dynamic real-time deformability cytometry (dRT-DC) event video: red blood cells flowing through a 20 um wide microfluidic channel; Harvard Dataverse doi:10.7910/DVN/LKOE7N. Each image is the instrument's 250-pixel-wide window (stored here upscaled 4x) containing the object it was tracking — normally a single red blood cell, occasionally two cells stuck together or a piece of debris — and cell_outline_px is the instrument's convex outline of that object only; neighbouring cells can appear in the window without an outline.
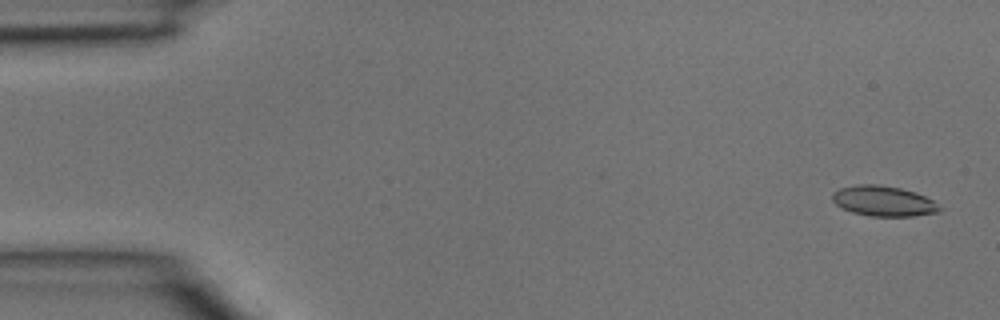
{"species": "common noctule bat (a hibernating species)", "species_latin": "Nyctalus noctula", "temperature_condition": "room temperature", "stored_images_in_passage": 4, "camera_frame_rate_fps": 3000, "um_per_image_px": 0.085, "animal": {"sex": "male", "body_mass_g": 15.6}, "frame": {"image": 1, "passage_image": 1, "time_ms": 0.0, "image_size_px": [1000, 320], "cell_outline_px": [[944, 208], [940, 212], [912, 216], [868, 216], [852, 212], [840, 208], [832, 200], [832, 192], [840, 188], [856, 184], [880, 184], [900, 188], [916, 192], [932, 200]], "centroid_in_image_um": [75.09, 17.09], "position_along_channel_um": 9.9, "area_um2": 19.19}}
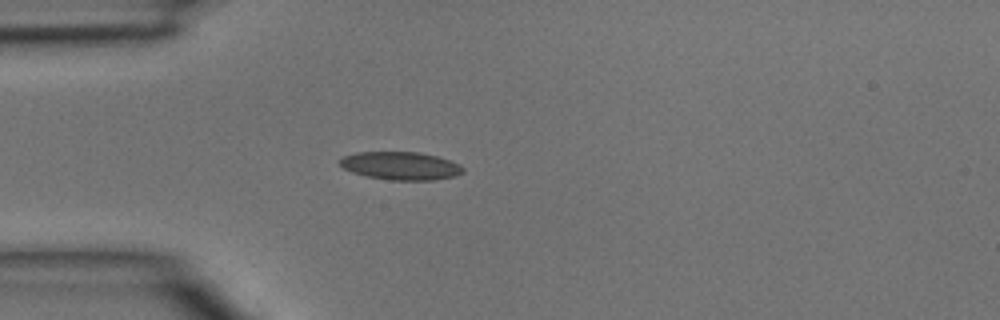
{"frame": {"image": 2, "passage_image": 4, "time_ms": 1.0, "image_size_px": [1000, 320], "cell_outline_px": [[464, 172], [456, 176], [436, 180], [388, 180], [364, 176], [352, 172], [344, 168], [336, 160], [340, 156], [356, 152], [420, 152], [452, 160], [460, 164], [464, 168]], "centroid_in_image_um": [34.04, 14.09], "position_along_channel_um": 51.0, "area_um2": 20.58}}